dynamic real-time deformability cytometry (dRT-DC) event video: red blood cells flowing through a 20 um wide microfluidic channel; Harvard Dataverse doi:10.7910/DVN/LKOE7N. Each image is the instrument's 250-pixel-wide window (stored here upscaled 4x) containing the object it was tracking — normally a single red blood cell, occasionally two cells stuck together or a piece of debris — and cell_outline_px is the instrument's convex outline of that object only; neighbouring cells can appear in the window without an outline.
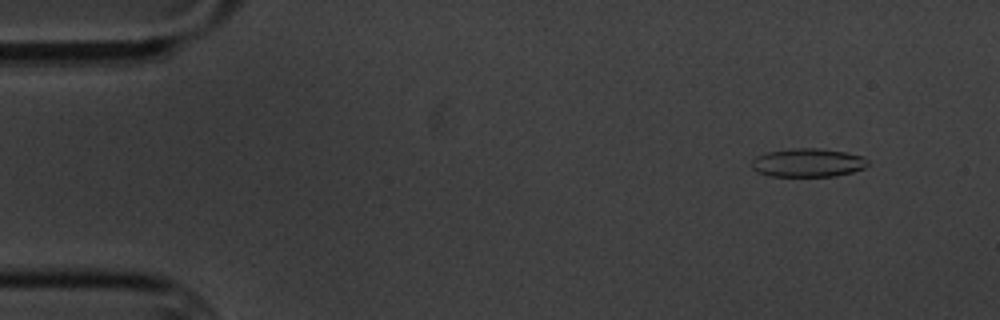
{"species": "common noctule bat (a hibernating species)", "species_latin": "Nyctalus noctula", "temperature_condition": "cold", "stored_images_in_passage": 5, "camera_frame_rate_fps": 3000, "um_per_image_px": 0.085, "animal": {"sex": "male", "body_mass_g": 20.1, "forearm_length_mm": 53.5}, "frame": {"image": 1, "passage_image": 2, "time_ms": 1.0, "image_size_px": [1000, 320], "cell_outline_px": [[868, 164], [864, 168], [852, 172], [836, 176], [772, 176], [756, 172], [752, 168], [752, 160], [756, 156], [768, 152], [796, 148], [816, 148], [844, 152], [864, 156], [868, 160]], "centroid_in_image_um": [68.68, 13.83], "position_along_channel_um": 16.3, "area_um2": 19.25}}